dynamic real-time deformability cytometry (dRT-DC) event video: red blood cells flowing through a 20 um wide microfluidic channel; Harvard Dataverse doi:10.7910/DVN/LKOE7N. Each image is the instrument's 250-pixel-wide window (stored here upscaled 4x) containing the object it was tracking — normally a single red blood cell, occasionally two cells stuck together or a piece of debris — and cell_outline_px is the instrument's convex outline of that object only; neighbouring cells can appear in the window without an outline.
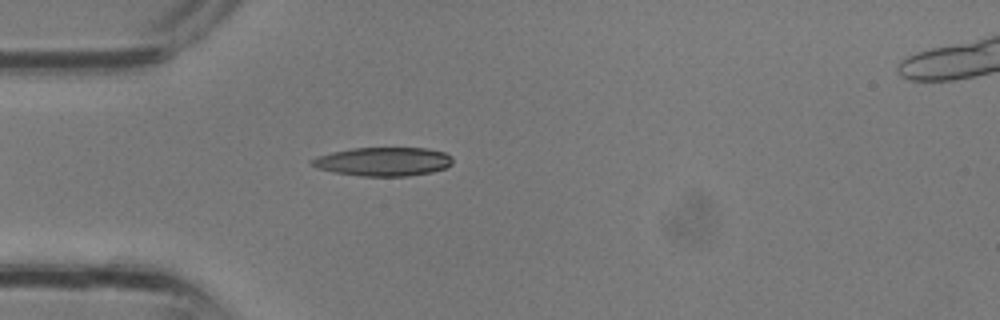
{"species": "common noctule bat (a hibernating species)", "species_latin": "Nyctalus noctula", "temperature_condition": "room temperature", "stored_images_in_passage": 23, "camera_frame_rate_fps": 3000, "um_per_image_px": 0.085, "animal": {"sex": "male", "body_mass_g": 13.3}, "frame": {"image": 1, "passage_image": 1, "time_ms": 0.0, "image_size_px": [1000, 320], "cell_outline_px": [[452, 164], [444, 168], [432, 172], [408, 176], [360, 176], [336, 172], [316, 168], [308, 164], [308, 160], [316, 156], [332, 152], [352, 148], [428, 148], [444, 152], [452, 156]], "centroid_in_image_um": [32.54, 13.73], "position_along_channel_um": 52.5, "area_um2": 23.76}}
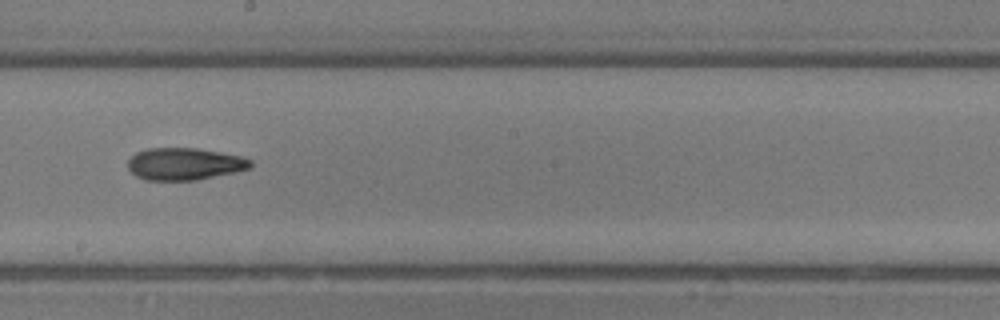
{"frame": {"image": 2, "passage_image": 10, "time_ms": 3.0, "image_size_px": [1000, 320], "cell_outline_px": [[252, 168], [236, 172], [196, 180], [144, 180], [136, 176], [128, 168], [128, 160], [136, 152], [148, 148], [196, 148], [220, 152], [240, 156], [252, 160]], "centroid_in_image_um": [15.69, 13.93], "position_along_channel_um": 232.5, "area_um2": 23.06}}
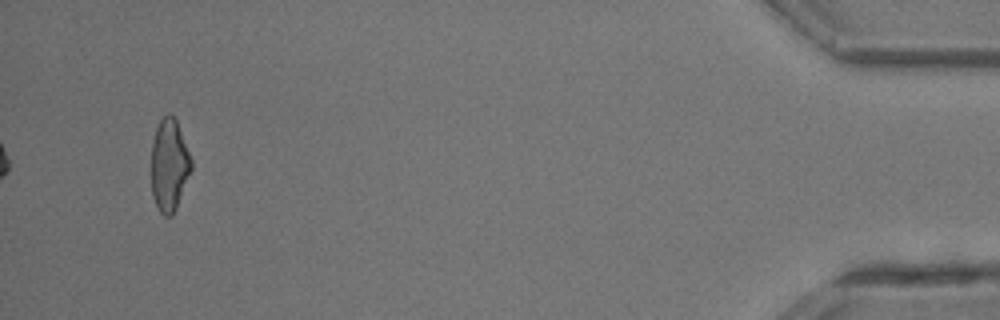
{"frame": {"image": 3, "passage_image": 23, "time_ms": 7.333, "image_size_px": [1000, 320], "cell_outline_px": [[192, 168], [176, 208], [172, 216], [164, 216], [160, 212], [152, 196], [152, 144], [156, 128], [160, 120], [168, 112], [176, 120], [192, 160]], "centroid_in_image_um": [14.39, 14.04], "position_along_channel_um": 420.8, "area_um2": 21.21}}